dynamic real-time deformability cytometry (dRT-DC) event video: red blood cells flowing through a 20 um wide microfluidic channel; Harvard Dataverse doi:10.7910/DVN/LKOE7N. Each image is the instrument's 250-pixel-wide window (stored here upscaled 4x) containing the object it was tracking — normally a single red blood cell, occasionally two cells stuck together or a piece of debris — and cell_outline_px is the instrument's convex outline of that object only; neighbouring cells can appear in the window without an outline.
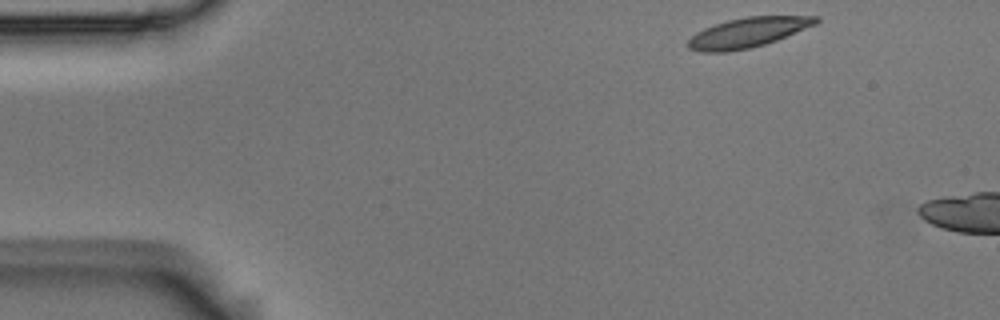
{"species": "Egyptian fruit bat (a non-hibernating species)", "species_latin": "Rousettus aegyptiacus", "temperature_condition": "room temperature", "stored_images_in_passage": 3, "camera_frame_rate_fps": 3000, "um_per_image_px": 0.085, "animal": {"sex": "male"}, "frame": {"image": 1, "passage_image": 1, "time_ms": 0.0, "image_size_px": [1000, 320], "cell_outline_px": [[820, 20], [816, 24], [776, 40], [764, 44], [748, 48], [728, 52], [700, 52], [688, 48], [688, 40], [696, 32], [704, 28], [728, 20], [748, 16], [820, 16]], "centroid_in_image_um": [63.56, 2.76], "position_along_channel_um": 21.4, "area_um2": 22.02}}